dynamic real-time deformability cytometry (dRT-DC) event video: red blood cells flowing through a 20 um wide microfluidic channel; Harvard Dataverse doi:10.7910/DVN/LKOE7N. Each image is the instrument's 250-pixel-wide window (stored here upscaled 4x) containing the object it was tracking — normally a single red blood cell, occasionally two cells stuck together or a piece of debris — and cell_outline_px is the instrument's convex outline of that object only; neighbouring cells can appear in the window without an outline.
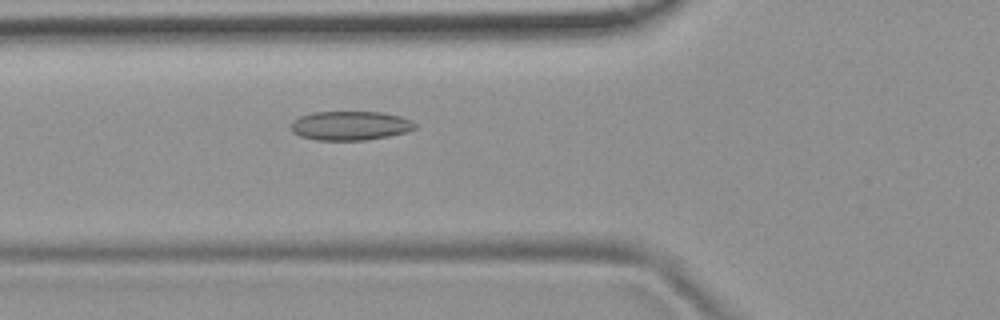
{"species": "common noctule bat (a hibernating species)", "species_latin": "Nyctalus noctula", "temperature_condition": "room temperature", "stored_images_in_passage": 46, "camera_frame_rate_fps": 3000, "um_per_image_px": 0.085, "animal": {"sex": "female", "body_mass_g": 19.9}, "frame": {"image": 1, "passage_image": 13, "time_ms": 4.0, "image_size_px": [1000, 320], "cell_outline_px": [[416, 128], [408, 132], [388, 136], [364, 140], [316, 140], [300, 136], [292, 132], [292, 120], [300, 116], [316, 112], [384, 112], [400, 116], [412, 120], [416, 124]], "centroid_in_image_um": [29.8, 10.68], "position_along_channel_um": 96.0, "area_um2": 21.1}}
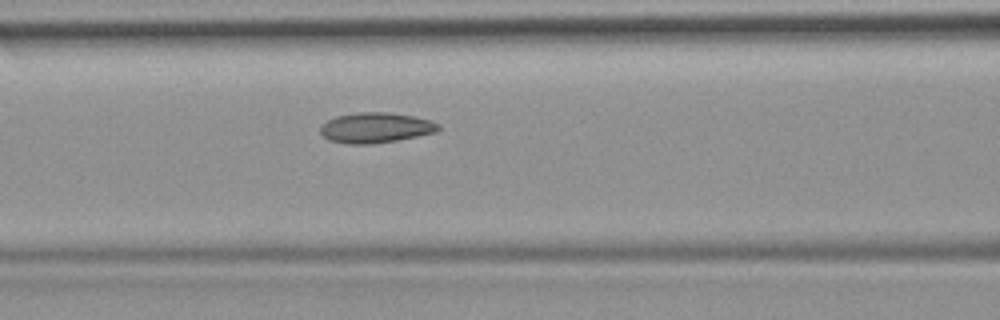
{"frame": {"image": 2, "passage_image": 16, "time_ms": 5.0, "image_size_px": [1000, 320], "cell_outline_px": [[440, 128], [436, 132], [396, 140], [372, 144], [348, 144], [328, 140], [320, 132], [320, 124], [336, 116], [360, 112], [388, 112], [416, 116], [432, 120], [440, 124]], "centroid_in_image_um": [31.93, 10.85], "position_along_channel_um": 134.7, "area_um2": 20.98}}
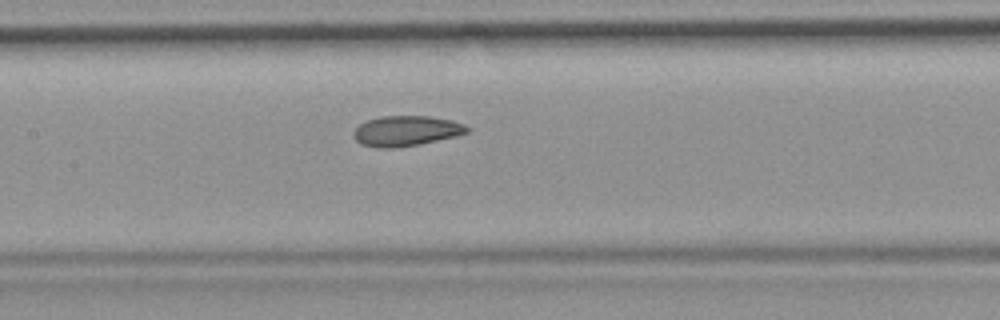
{"frame": {"image": 3, "passage_image": 19, "time_ms": 6.0, "image_size_px": [1000, 320], "cell_outline_px": [[472, 128], [468, 132], [456, 136], [420, 144], [392, 148], [376, 148], [360, 144], [352, 136], [352, 132], [360, 124], [368, 120], [380, 116], [428, 116], [452, 120], [464, 124]], "centroid_in_image_um": [34.52, 11.13], "position_along_channel_um": 172.9, "area_um2": 20.17}, "authors_computed_cell_mechanics": {"area_um2": 20.519, "velocity_mm_per_s": 3.8297, "shape_relaxation_time_tau1_ms": null, "shape_relaxation_time_tau2_ms": 2.0114, "deformation_change_tau1": null, "deformation_change_tau2": 0.0693}}